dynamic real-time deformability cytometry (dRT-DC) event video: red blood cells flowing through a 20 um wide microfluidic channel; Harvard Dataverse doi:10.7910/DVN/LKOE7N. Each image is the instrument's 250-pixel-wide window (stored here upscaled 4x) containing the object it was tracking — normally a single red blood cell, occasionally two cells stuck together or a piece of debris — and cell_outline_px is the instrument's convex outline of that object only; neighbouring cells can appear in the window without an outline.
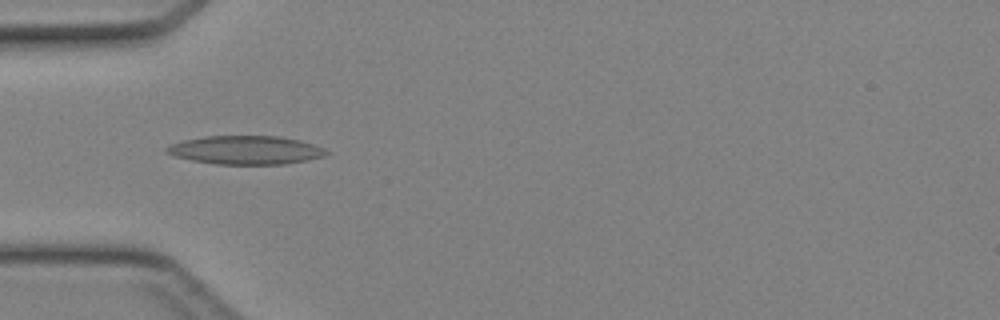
{"species": "Egyptian fruit bat (a non-hibernating species)", "species_latin": "Rousettus aegyptiacus", "temperature_condition": "cold", "stored_images_in_passage": 41, "camera_frame_rate_fps": 3000, "um_per_image_px": 0.085, "animal": {"sex": "female"}, "frame": {"image": 1, "passage_image": 11, "time_ms": 3.333, "image_size_px": [1000, 320], "cell_outline_px": [[328, 152], [324, 156], [308, 160], [284, 164], [216, 164], [192, 160], [176, 156], [164, 152], [164, 148], [168, 144], [180, 140], [204, 136], [280, 136], [300, 140], [324, 148]], "centroid_in_image_um": [20.83, 12.74], "position_along_channel_um": 64.2, "area_um2": 26.7}}
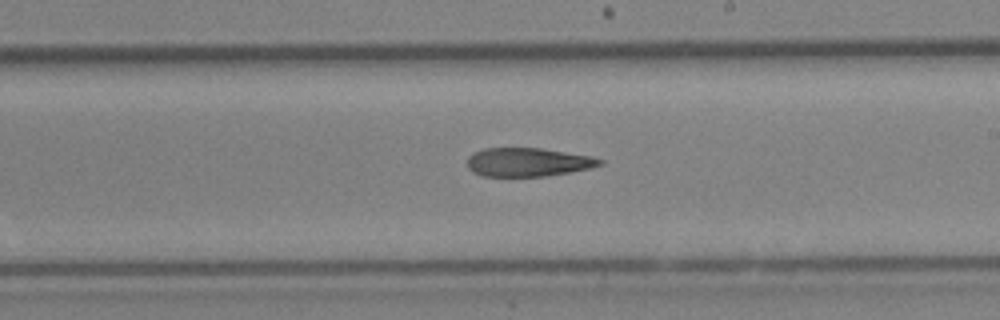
{"frame": {"image": 2, "passage_image": 23, "time_ms": 7.333, "image_size_px": [1000, 320], "cell_outline_px": [[604, 164], [592, 168], [544, 176], [480, 176], [472, 172], [468, 168], [468, 156], [484, 148], [540, 148], [592, 156], [604, 160]], "centroid_in_image_um": [44.89, 13.78], "position_along_channel_um": 244.1, "area_um2": 22.14}}
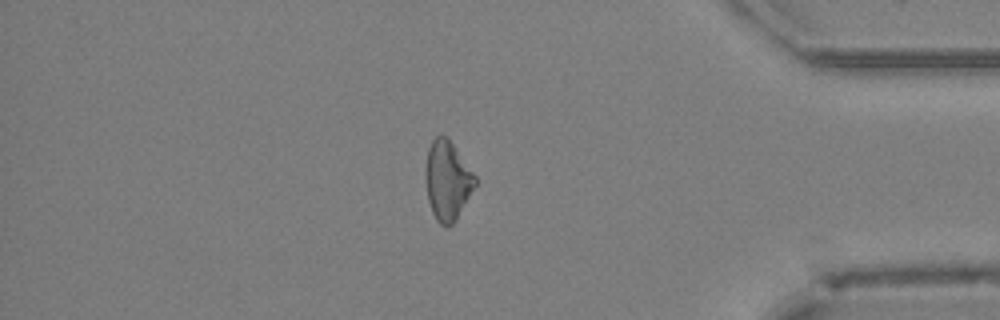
{"frame": {"image": 3, "passage_image": 35, "time_ms": 11.333, "image_size_px": [1000, 320], "cell_outline_px": [[476, 184], [456, 220], [448, 228], [444, 228], [436, 220], [432, 212], [428, 200], [424, 176], [428, 148], [432, 140], [436, 136], [448, 136], [476, 176]], "centroid_in_image_um": [38.01, 15.35], "position_along_channel_um": 397.2, "area_um2": 23.12}}